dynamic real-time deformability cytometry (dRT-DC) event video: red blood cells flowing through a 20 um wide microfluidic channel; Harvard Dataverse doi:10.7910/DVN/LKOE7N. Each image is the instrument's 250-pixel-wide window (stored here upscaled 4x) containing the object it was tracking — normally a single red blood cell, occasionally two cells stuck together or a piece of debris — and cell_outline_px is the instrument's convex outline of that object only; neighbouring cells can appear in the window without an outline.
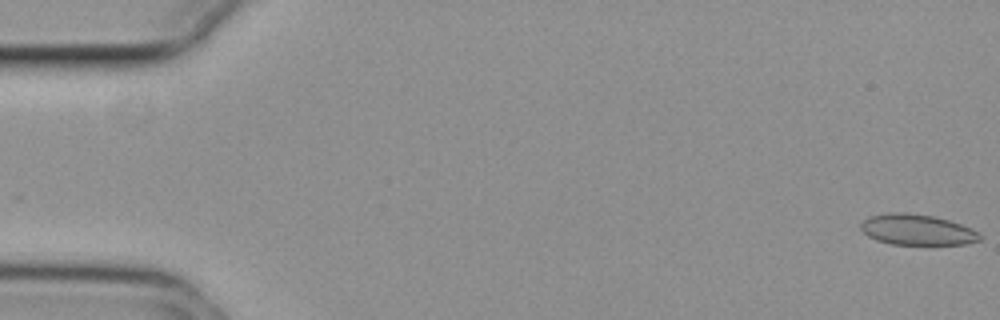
{"species": "common noctule bat (a hibernating species)", "species_latin": "Nyctalus noctula", "temperature_condition": "cold", "stored_images_in_passage": 55, "camera_frame_rate_fps": 3000, "um_per_image_px": 0.085, "animal": {"sex": "female", "body_mass_g": 29.2, "forearm_length_mm": 56.3}, "frame": {"image": 1, "passage_image": 1, "time_ms": 0.0, "image_size_px": [1000, 320], "cell_outline_px": [[980, 240], [964, 244], [892, 244], [876, 240], [868, 236], [860, 228], [860, 224], [868, 216], [888, 212], [908, 212], [932, 216], [948, 220], [972, 228], [980, 232]], "centroid_in_image_um": [77.93, 19.51], "position_along_channel_um": 7.1, "area_um2": 21.33}}
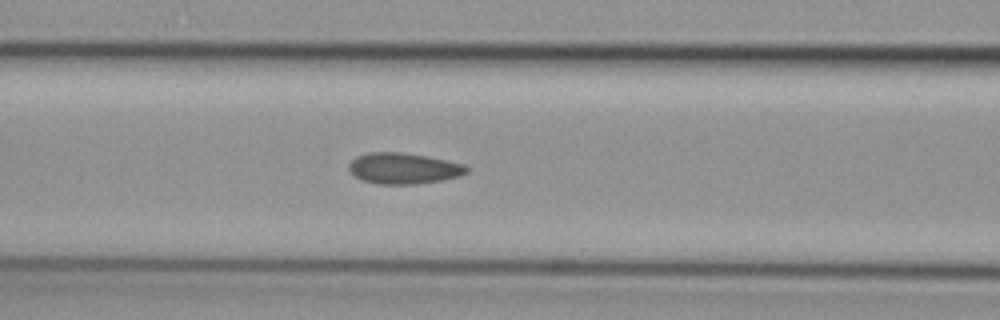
{"frame": {"image": 2, "passage_image": 23, "time_ms": 7.333, "image_size_px": [1000, 320], "cell_outline_px": [[468, 172], [460, 176], [440, 180], [412, 184], [380, 184], [360, 180], [348, 168], [348, 164], [356, 156], [368, 152], [400, 152], [424, 156], [464, 164], [468, 168]], "centroid_in_image_um": [34.27, 14.31], "position_along_channel_um": 132.3, "area_um2": 21.04}}
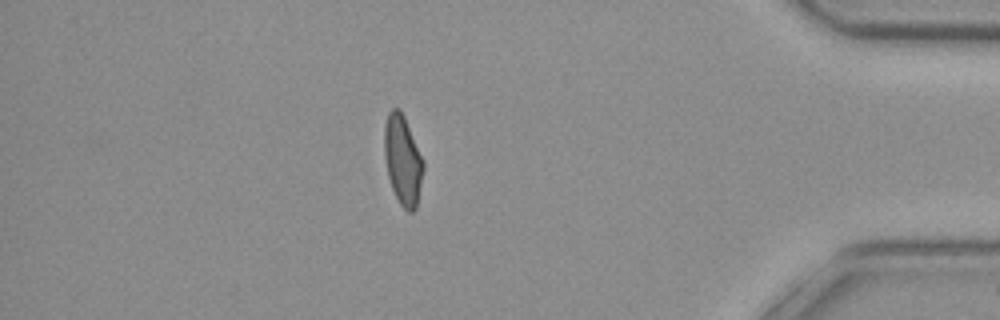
{"frame": {"image": 3, "passage_image": 48, "time_ms": 15.667, "image_size_px": [1000, 320], "cell_outline_px": [[424, 168], [416, 208], [412, 212], [408, 212], [400, 204], [392, 188], [388, 176], [384, 156], [384, 124], [388, 112], [392, 108], [400, 108], [404, 116], [424, 160]], "centroid_in_image_um": [34.23, 13.58], "position_along_channel_um": 401.0, "area_um2": 20.46}, "authors_computed_cell_mechanics": {"area_um2": 21.097, "velocity_mm_per_s": 3.7454, "shape_relaxation_time_tau1_ms": null, "shape_relaxation_time_tau2_ms": 1.641, "deformation_change_tau1": null, "deformation_change_tau2": 0.0666}}